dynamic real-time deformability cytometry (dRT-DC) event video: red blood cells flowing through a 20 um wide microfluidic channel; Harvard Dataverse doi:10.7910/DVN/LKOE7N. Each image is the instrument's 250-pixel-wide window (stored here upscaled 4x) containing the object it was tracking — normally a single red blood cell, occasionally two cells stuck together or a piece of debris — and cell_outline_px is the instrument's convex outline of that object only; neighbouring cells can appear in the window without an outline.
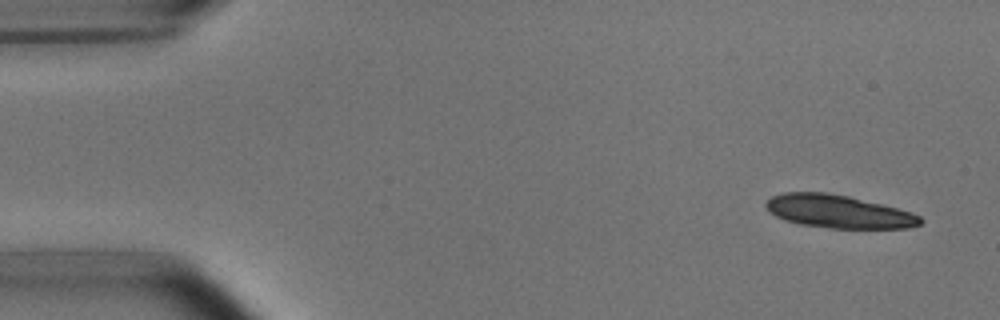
{"species": "common noctule bat (a hibernating species)", "species_latin": "Nyctalus noctula", "temperature_condition": "room temperature", "stored_images_in_passage": 4, "camera_frame_rate_fps": 3000, "um_per_image_px": 0.085, "animal": {"sex": "male", "body_mass_g": 15.6}, "frame": {"image": 1, "passage_image": 1, "time_ms": 0.0, "image_size_px": [1000, 320], "cell_outline_px": [[924, 220], [920, 224], [908, 228], [828, 228], [800, 224], [784, 220], [776, 216], [764, 204], [772, 196], [784, 192], [828, 192], [848, 196], [912, 212], [920, 216]], "centroid_in_image_um": [71.27, 17.98], "position_along_channel_um": 13.7, "area_um2": 29.54}}